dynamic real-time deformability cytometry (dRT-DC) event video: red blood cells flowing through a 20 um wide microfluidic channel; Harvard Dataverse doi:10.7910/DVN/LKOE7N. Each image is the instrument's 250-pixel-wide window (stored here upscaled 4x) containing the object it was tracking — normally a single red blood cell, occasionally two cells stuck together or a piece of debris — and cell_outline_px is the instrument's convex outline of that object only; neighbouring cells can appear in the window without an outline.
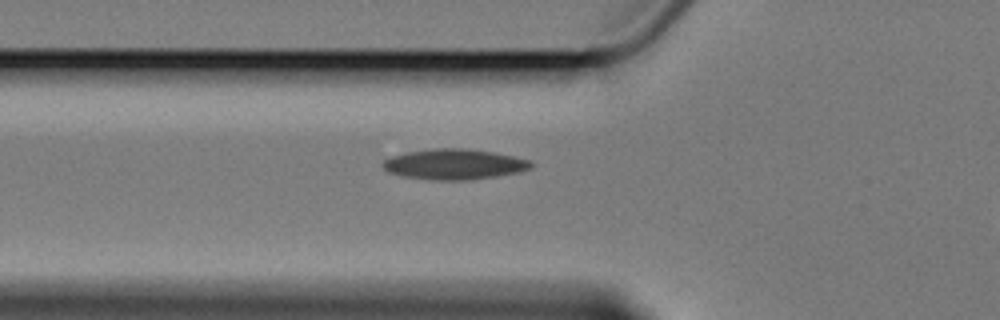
{"species": "Egyptian fruit bat (a non-hibernating species)", "species_latin": "Rousettus aegyptiacus", "temperature_condition": "cold", "stored_images_in_passage": 3, "camera_frame_rate_fps": 3000, "um_per_image_px": 0.085, "animal": {"sex": "female"}, "frame": {"image": 1, "passage_image": 3, "time_ms": 2.333, "image_size_px": [1000, 320], "cell_outline_px": [[536, 164], [532, 168], [520, 172], [472, 180], [432, 180], [404, 176], [388, 172], [380, 164], [384, 160], [392, 156], [408, 152], [436, 148], [460, 148], [492, 152], [516, 156], [532, 160]], "centroid_in_image_um": [38.67, 13.97], "position_along_channel_um": 87.1, "area_um2": 26.47}}